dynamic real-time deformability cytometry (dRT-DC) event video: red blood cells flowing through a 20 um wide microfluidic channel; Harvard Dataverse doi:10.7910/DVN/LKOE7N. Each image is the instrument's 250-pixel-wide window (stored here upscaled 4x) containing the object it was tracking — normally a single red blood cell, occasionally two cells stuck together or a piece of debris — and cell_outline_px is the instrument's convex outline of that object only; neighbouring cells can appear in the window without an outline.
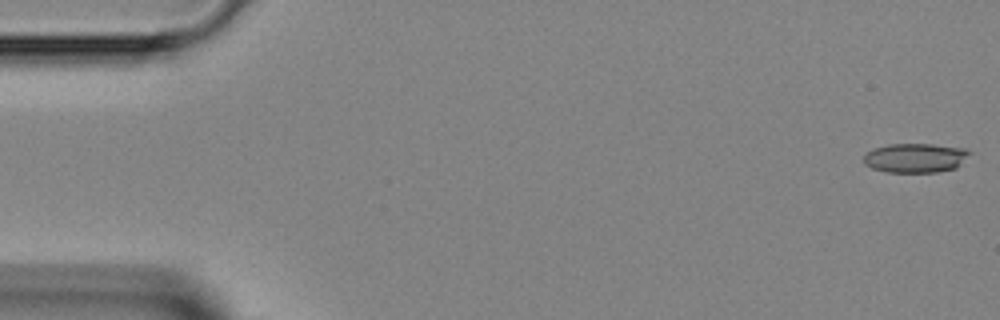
{"species": "Egyptian fruit bat (a non-hibernating species)", "species_latin": "Rousettus aegyptiacus", "temperature_condition": "room temperature", "stored_images_in_passage": 45, "camera_frame_rate_fps": 3000, "um_per_image_px": 0.085, "animal": {"sex": "female"}, "frame": {"image": 1, "passage_image": 1, "time_ms": 0.0, "image_size_px": [1000, 320], "cell_outline_px": [[972, 152], [956, 168], [936, 172], [884, 172], [872, 168], [864, 164], [864, 156], [872, 148], [888, 144], [932, 144], [964, 148]], "centroid_in_image_um": [77.79, 13.42], "position_along_channel_um": 7.2, "area_um2": 18.15}}
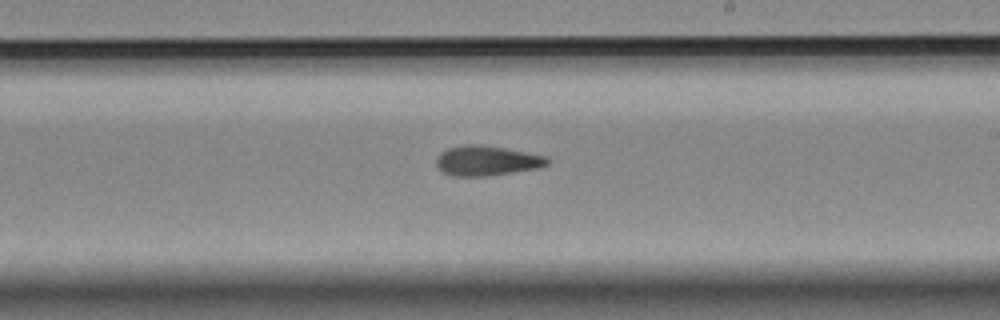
{"frame": {"image": 2, "passage_image": 26, "time_ms": 8.333, "image_size_px": [1000, 320], "cell_outline_px": [[548, 164], [540, 168], [488, 176], [452, 176], [440, 172], [436, 168], [436, 156], [440, 152], [448, 148], [468, 144], [476, 144], [504, 148], [548, 156]], "centroid_in_image_um": [41.33, 13.67], "position_along_channel_um": 247.7, "area_um2": 19.59}}
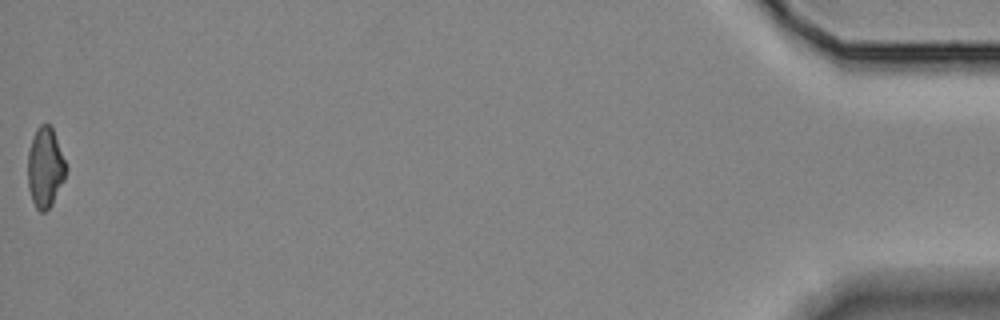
{"frame": {"image": 3, "passage_image": 45, "time_ms": 14.667, "image_size_px": [1000, 320], "cell_outline_px": [[68, 168], [64, 180], [52, 204], [44, 212], [40, 212], [36, 208], [32, 200], [28, 188], [28, 152], [36, 128], [40, 124], [48, 124], [52, 128]], "centroid_in_image_um": [3.84, 14.25], "position_along_channel_um": 431.4, "area_um2": 17.74}}